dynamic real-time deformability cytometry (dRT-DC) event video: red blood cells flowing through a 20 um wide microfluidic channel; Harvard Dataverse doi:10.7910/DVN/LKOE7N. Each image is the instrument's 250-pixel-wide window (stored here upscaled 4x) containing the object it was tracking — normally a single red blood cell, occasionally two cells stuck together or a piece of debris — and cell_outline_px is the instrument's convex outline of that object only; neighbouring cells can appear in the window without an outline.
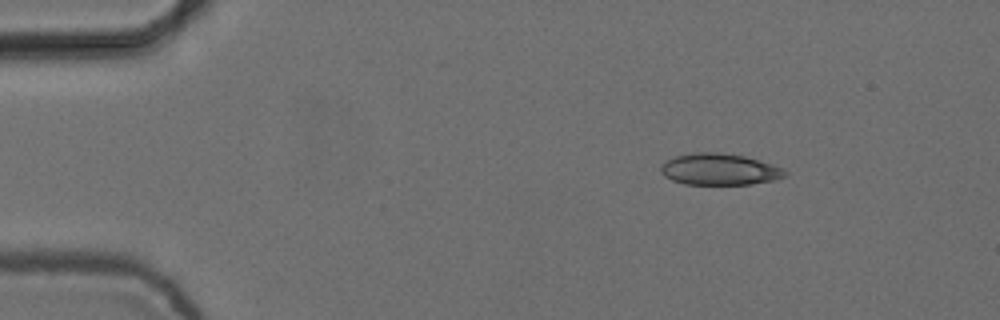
{"species": "common noctule bat (a hibernating species)", "species_latin": "Nyctalus noctula", "temperature_condition": "cold", "stored_images_in_passage": 3, "camera_frame_rate_fps": 3000, "um_per_image_px": 0.085, "animal": {"sex": "female", "body_mass_g": 24.6, "forearm_length_mm": 56.2}, "frame": {"image": 1, "passage_image": 1, "time_ms": 0.0, "image_size_px": [1000, 320], "cell_outline_px": [[788, 176], [776, 180], [752, 184], [684, 184], [672, 180], [664, 176], [660, 172], [660, 164], [676, 156], [696, 152], [716, 152], [744, 156], [784, 168], [788, 172]], "centroid_in_image_um": [61.17, 14.4], "position_along_channel_um": 23.8, "area_um2": 22.89}}